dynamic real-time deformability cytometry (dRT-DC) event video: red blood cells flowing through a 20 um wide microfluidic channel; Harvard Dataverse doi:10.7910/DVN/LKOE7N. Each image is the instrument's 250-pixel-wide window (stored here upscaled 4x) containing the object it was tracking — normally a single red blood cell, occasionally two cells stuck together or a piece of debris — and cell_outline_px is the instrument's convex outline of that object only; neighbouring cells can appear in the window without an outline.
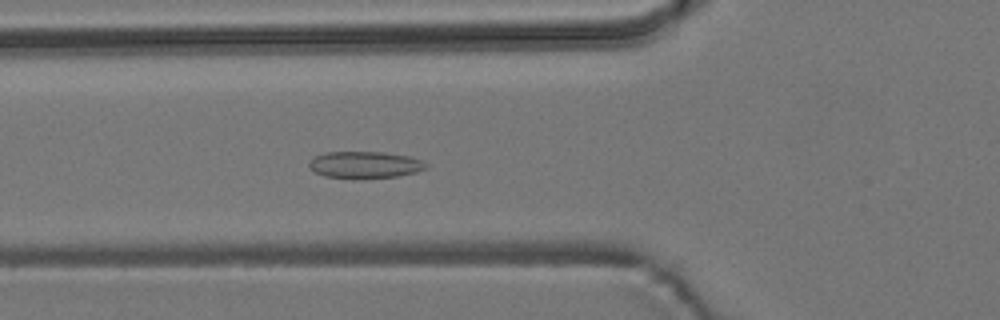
{"species": "common noctule bat (a hibernating species)", "species_latin": "Nyctalus noctula", "temperature_condition": "room temperature", "stored_images_in_passage": 55, "camera_frame_rate_fps": 3000, "um_per_image_px": 0.085, "animal": {"sex": "male", "body_mass_g": 19.2, "forearm_length_mm": 51.8}, "frame": {"image": 1, "passage_image": 20, "time_ms": 6.333, "image_size_px": [1000, 320], "cell_outline_px": [[428, 164], [424, 168], [416, 172], [396, 176], [324, 176], [316, 172], [308, 164], [316, 156], [324, 152], [384, 152], [408, 156], [420, 160]], "centroid_in_image_um": [31.03, 13.96], "position_along_channel_um": 94.8, "area_um2": 17.28}}
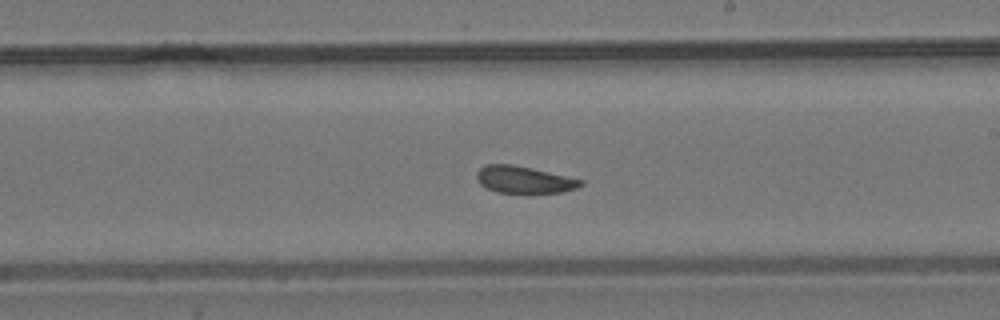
{"frame": {"image": 2, "passage_image": 32, "time_ms": 10.333, "image_size_px": [1000, 320], "cell_outline_px": [[584, 184], [576, 188], [560, 192], [496, 192], [480, 184], [476, 176], [476, 172], [480, 168], [488, 164], [512, 164], [532, 168], [568, 176], [584, 180]], "centroid_in_image_um": [44.55, 15.25], "position_along_channel_um": 244.4, "area_um2": 16.18}}
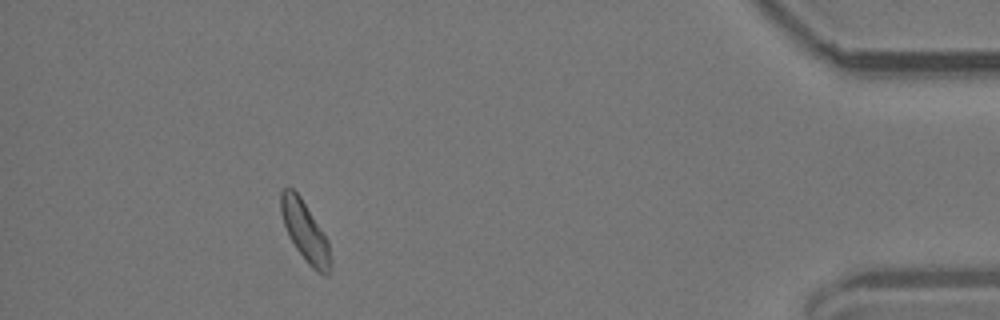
{"frame": {"image": 3, "passage_image": 50, "time_ms": 16.333, "image_size_px": [1000, 320], "cell_outline_px": [[332, 268], [328, 276], [324, 276], [316, 272], [308, 264], [296, 248], [288, 236], [280, 212], [280, 192], [284, 188], [292, 188], [300, 196], [328, 240]], "centroid_in_image_um": [25.93, 19.72], "position_along_channel_um": 409.3, "area_um2": 17.4}, "authors_computed_cell_mechanics": {"area_um2": 17.4556, "velocity_mm_per_s": 3.7405, "shape_relaxation_time_tau1_ms": 4.4187, "shape_relaxation_time_tau2_ms": 2.4694, "deformation_change_tau1": 0.084, "deformation_change_tau2": 0.0915}}